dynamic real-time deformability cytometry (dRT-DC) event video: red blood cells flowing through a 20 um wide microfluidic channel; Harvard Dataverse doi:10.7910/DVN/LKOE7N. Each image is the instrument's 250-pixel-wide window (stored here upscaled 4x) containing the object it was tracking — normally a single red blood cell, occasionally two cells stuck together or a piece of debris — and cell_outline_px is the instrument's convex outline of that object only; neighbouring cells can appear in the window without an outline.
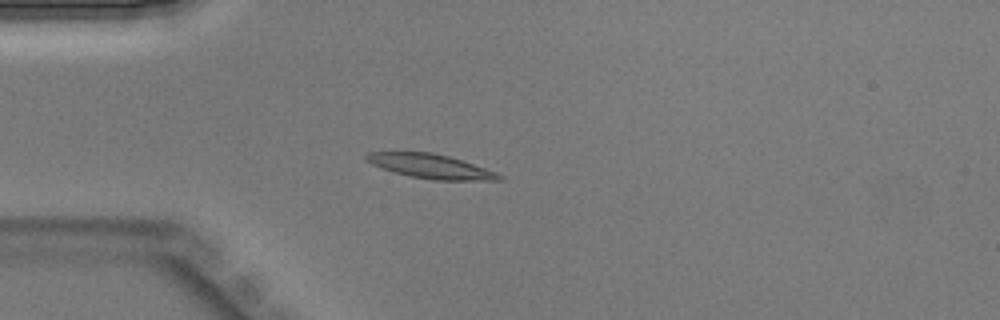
{"species": "Egyptian fruit bat (a non-hibernating species)", "species_latin": "Rousettus aegyptiacus", "temperature_condition": "warm", "stored_images_in_passage": 33, "camera_frame_rate_fps": 3000, "um_per_image_px": 0.085, "animal": {"sex": "male"}, "frame": {"image": 1, "passage_image": 1, "time_ms": 0.0, "image_size_px": [1000, 320], "cell_outline_px": [[504, 180], [432, 180], [408, 176], [372, 164], [364, 160], [364, 156], [368, 152], [432, 152], [448, 156], [496, 172], [504, 176]], "centroid_in_image_um": [36.6, 14.14], "position_along_channel_um": 48.4, "area_um2": 18.61}}
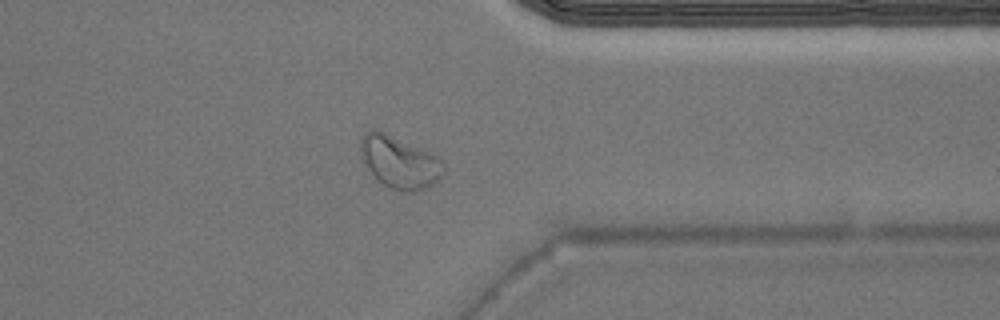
{"frame": {"image": 2, "passage_image": 24, "time_ms": 7.667, "image_size_px": [1000, 320], "cell_outline_px": [[448, 168], [432, 184], [412, 192], [400, 192], [376, 180], [360, 160], [360, 140], [372, 128], [384, 132], [428, 152], [436, 156]], "centroid_in_image_um": [33.9, 13.79], "position_along_channel_um": 377.5, "area_um2": 25.09}}
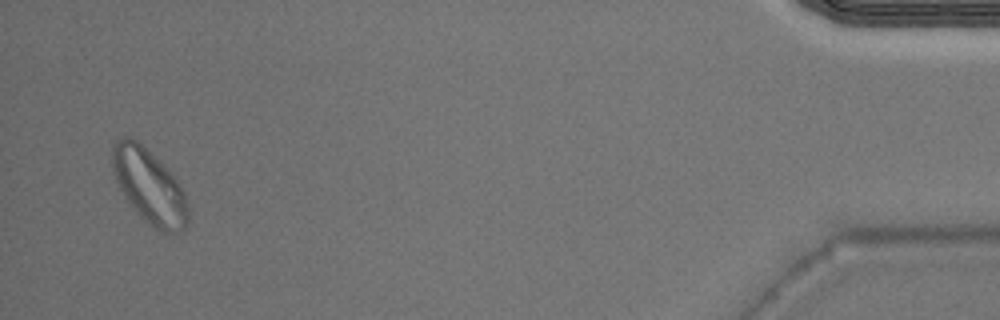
{"frame": {"image": 3, "passage_image": 32, "time_ms": 10.333, "image_size_px": [1000, 320], "cell_outline_px": [[188, 224], [180, 232], [160, 232], [136, 212], [124, 196], [112, 172], [112, 144], [120, 136], [128, 136], [136, 140], [176, 180], [184, 192], [188, 204]], "centroid_in_image_um": [12.66, 15.85], "position_along_channel_um": 422.5, "area_um2": 32.19}}